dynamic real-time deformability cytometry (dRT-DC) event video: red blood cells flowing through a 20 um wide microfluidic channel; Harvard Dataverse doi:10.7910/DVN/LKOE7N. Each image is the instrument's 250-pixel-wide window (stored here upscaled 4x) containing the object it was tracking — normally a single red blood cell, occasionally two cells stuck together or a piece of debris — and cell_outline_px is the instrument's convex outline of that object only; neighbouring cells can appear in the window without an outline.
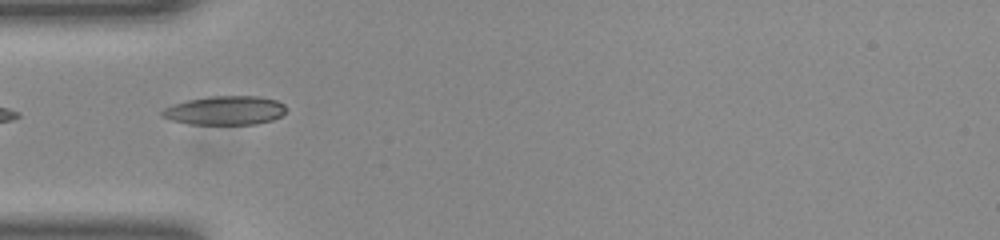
{"species": "common noctule bat (a hibernating species)", "species_latin": "Nyctalus noctula", "temperature_condition": "room temperature", "stored_images_in_passage": 9, "camera_frame_rate_fps": 3000, "um_per_image_px": 0.085, "animal": {"sex": "female", "body_mass_g": 23.0, "forearm_length_mm": 53.4}, "frame": {"image": 1, "passage_image": 1, "time_ms": 0.0, "image_size_px": [1000, 240], "cell_outline_px": [[288, 108], [280, 116], [272, 120], [256, 124], [192, 124], [172, 120], [160, 116], [160, 112], [164, 108], [172, 104], [188, 100], [212, 96], [260, 96], [276, 100], [284, 104]], "centroid_in_image_um": [19.14, 9.38], "position_along_channel_um": 65.9, "area_um2": 20.92}}